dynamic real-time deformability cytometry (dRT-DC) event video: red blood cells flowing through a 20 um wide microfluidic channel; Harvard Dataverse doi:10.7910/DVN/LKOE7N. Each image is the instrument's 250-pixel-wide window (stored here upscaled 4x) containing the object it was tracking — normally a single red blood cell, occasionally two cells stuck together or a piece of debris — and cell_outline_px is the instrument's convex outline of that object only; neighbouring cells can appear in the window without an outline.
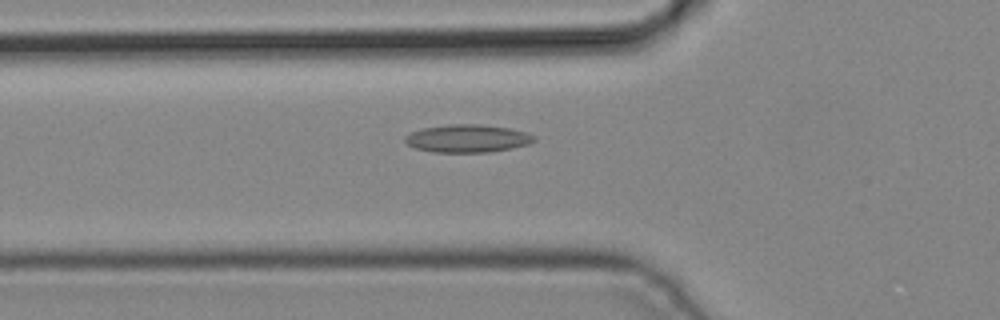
{"species": "common noctule bat (a hibernating species)", "species_latin": "Nyctalus noctula", "temperature_condition": "cold", "stored_images_in_passage": 5, "camera_frame_rate_fps": 3000, "um_per_image_px": 0.085, "animal": {"sex": "male", "body_mass_g": 19.2, "forearm_length_mm": 51.8}, "frame": {"image": 1, "passage_image": 5, "time_ms": 1.333, "image_size_px": [1000, 320], "cell_outline_px": [[536, 140], [528, 144], [512, 148], [492, 152], [432, 152], [416, 148], [408, 144], [404, 140], [404, 136], [412, 132], [424, 128], [448, 124], [480, 124], [508, 128], [524, 132], [536, 136]], "centroid_in_image_um": [39.74, 11.77], "position_along_channel_um": 86.1, "area_um2": 20.87}}